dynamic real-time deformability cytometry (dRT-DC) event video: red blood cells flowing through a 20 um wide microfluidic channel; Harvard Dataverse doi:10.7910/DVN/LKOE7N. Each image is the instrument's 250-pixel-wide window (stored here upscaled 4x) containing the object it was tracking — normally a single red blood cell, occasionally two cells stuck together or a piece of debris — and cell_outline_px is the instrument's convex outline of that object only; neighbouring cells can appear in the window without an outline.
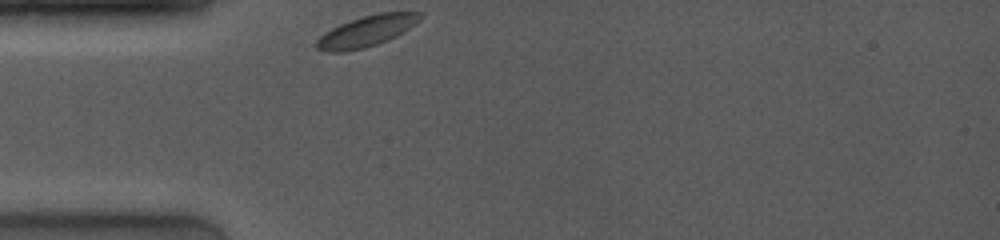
{"species": "common noctule bat (a hibernating species)", "species_latin": "Nyctalus noctula", "temperature_condition": "room temperature", "stored_images_in_passage": 20, "camera_frame_rate_fps": 4000, "um_per_image_px": 0.085, "animal": {"sex": "female", "body_mass_g": 19.0, "forearm_length_mm": 53.3}, "frame": {"image": 1, "passage_image": 1, "time_ms": 0.0, "image_size_px": [1000, 240], "cell_outline_px": [[424, 16], [420, 20], [404, 32], [388, 40], [364, 48], [344, 52], [328, 52], [316, 48], [316, 40], [324, 32], [340, 24], [364, 16], [380, 12], [420, 12]], "centroid_in_image_um": [31.17, 2.65], "position_along_channel_um": 53.8, "area_um2": 18.61}}
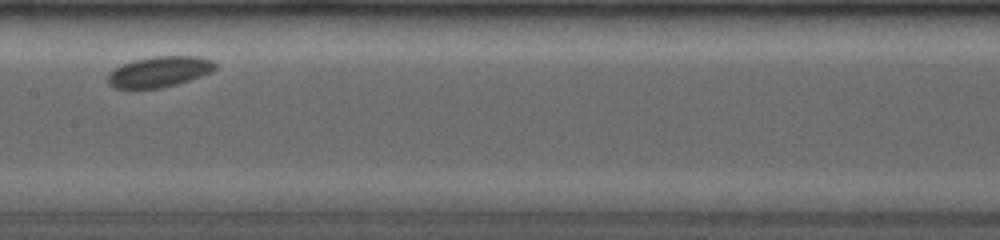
{"frame": {"image": 2, "passage_image": 6, "time_ms": 4.0, "image_size_px": [1000, 240], "cell_outline_px": [[216, 68], [212, 72], [176, 84], [160, 88], [112, 88], [108, 84], [108, 72], [120, 64], [132, 60], [152, 56], [196, 56], [212, 60], [216, 64]], "centroid_in_image_um": [13.5, 6.08], "position_along_channel_um": 193.9, "area_um2": 19.31}}
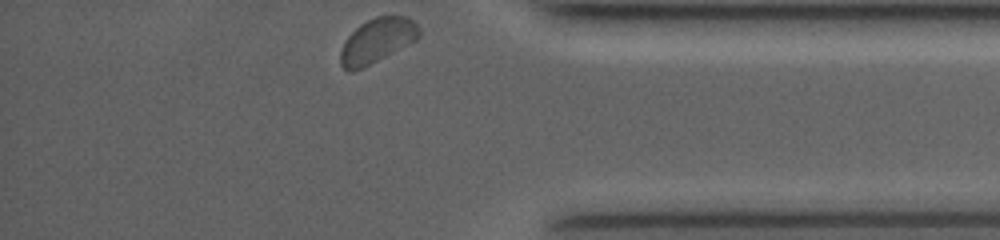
{"frame": {"image": 3, "passage_image": 20, "time_ms": 9.75, "image_size_px": [1000, 240], "cell_outline_px": [[420, 36], [416, 40], [360, 68], [344, 68], [340, 64], [340, 52], [348, 36], [360, 24], [376, 16], [408, 16], [420, 28]], "centroid_in_image_um": [32.09, 3.39], "position_along_channel_um": 403.1, "area_um2": 19.65}}